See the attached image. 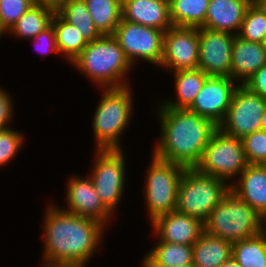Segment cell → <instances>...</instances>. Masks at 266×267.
Segmentation results:
<instances>
[{"mask_svg": "<svg viewBox=\"0 0 266 267\" xmlns=\"http://www.w3.org/2000/svg\"><path fill=\"white\" fill-rule=\"evenodd\" d=\"M60 206L51 201L44 208L40 267H86L103 245L107 226L96 219L67 212Z\"/></svg>", "mask_w": 266, "mask_h": 267, "instance_id": "obj_1", "label": "cell"}, {"mask_svg": "<svg viewBox=\"0 0 266 267\" xmlns=\"http://www.w3.org/2000/svg\"><path fill=\"white\" fill-rule=\"evenodd\" d=\"M155 108L160 136L153 144L151 154L163 161L195 168L219 126L186 108Z\"/></svg>", "mask_w": 266, "mask_h": 267, "instance_id": "obj_2", "label": "cell"}, {"mask_svg": "<svg viewBox=\"0 0 266 267\" xmlns=\"http://www.w3.org/2000/svg\"><path fill=\"white\" fill-rule=\"evenodd\" d=\"M70 64L99 90L132 84L128 75L134 67L112 35L88 42Z\"/></svg>", "mask_w": 266, "mask_h": 267, "instance_id": "obj_3", "label": "cell"}, {"mask_svg": "<svg viewBox=\"0 0 266 267\" xmlns=\"http://www.w3.org/2000/svg\"><path fill=\"white\" fill-rule=\"evenodd\" d=\"M132 86L100 90V102L97 103L91 124L96 150L122 149L121 137L134 115Z\"/></svg>", "mask_w": 266, "mask_h": 267, "instance_id": "obj_4", "label": "cell"}, {"mask_svg": "<svg viewBox=\"0 0 266 267\" xmlns=\"http://www.w3.org/2000/svg\"><path fill=\"white\" fill-rule=\"evenodd\" d=\"M264 218L229 190L203 222L204 232L230 242L254 237L263 231Z\"/></svg>", "mask_w": 266, "mask_h": 267, "instance_id": "obj_5", "label": "cell"}, {"mask_svg": "<svg viewBox=\"0 0 266 267\" xmlns=\"http://www.w3.org/2000/svg\"><path fill=\"white\" fill-rule=\"evenodd\" d=\"M229 190L230 185L225 180L202 174L195 168H185L175 210L204 222Z\"/></svg>", "mask_w": 266, "mask_h": 267, "instance_id": "obj_6", "label": "cell"}, {"mask_svg": "<svg viewBox=\"0 0 266 267\" xmlns=\"http://www.w3.org/2000/svg\"><path fill=\"white\" fill-rule=\"evenodd\" d=\"M151 162L145 171L143 189L144 204L150 224L158 217L176 208L177 191L185 167L163 161L151 154Z\"/></svg>", "mask_w": 266, "mask_h": 267, "instance_id": "obj_7", "label": "cell"}, {"mask_svg": "<svg viewBox=\"0 0 266 267\" xmlns=\"http://www.w3.org/2000/svg\"><path fill=\"white\" fill-rule=\"evenodd\" d=\"M94 161L88 173L104 206L115 216L126 186L127 157L124 149L93 151ZM125 152V153H124ZM124 194V195H123Z\"/></svg>", "mask_w": 266, "mask_h": 267, "instance_id": "obj_8", "label": "cell"}, {"mask_svg": "<svg viewBox=\"0 0 266 267\" xmlns=\"http://www.w3.org/2000/svg\"><path fill=\"white\" fill-rule=\"evenodd\" d=\"M247 166L242 140L218 129L195 169L202 174L223 179L230 185Z\"/></svg>", "mask_w": 266, "mask_h": 267, "instance_id": "obj_9", "label": "cell"}, {"mask_svg": "<svg viewBox=\"0 0 266 267\" xmlns=\"http://www.w3.org/2000/svg\"><path fill=\"white\" fill-rule=\"evenodd\" d=\"M164 33L160 29L131 23L121 18L112 36L133 67L143 61L157 68L162 62Z\"/></svg>", "mask_w": 266, "mask_h": 267, "instance_id": "obj_10", "label": "cell"}, {"mask_svg": "<svg viewBox=\"0 0 266 267\" xmlns=\"http://www.w3.org/2000/svg\"><path fill=\"white\" fill-rule=\"evenodd\" d=\"M266 100L259 94L239 85L234 92L231 104L219 129L228 136L242 139L244 136L261 130V117Z\"/></svg>", "mask_w": 266, "mask_h": 267, "instance_id": "obj_11", "label": "cell"}, {"mask_svg": "<svg viewBox=\"0 0 266 267\" xmlns=\"http://www.w3.org/2000/svg\"><path fill=\"white\" fill-rule=\"evenodd\" d=\"M199 28L172 26L164 33L160 68L171 72L198 68Z\"/></svg>", "mask_w": 266, "mask_h": 267, "instance_id": "obj_12", "label": "cell"}, {"mask_svg": "<svg viewBox=\"0 0 266 267\" xmlns=\"http://www.w3.org/2000/svg\"><path fill=\"white\" fill-rule=\"evenodd\" d=\"M65 188L67 207L61 209L77 216L93 218L106 225L115 217L101 202L89 175L83 177L78 173L68 177Z\"/></svg>", "mask_w": 266, "mask_h": 267, "instance_id": "obj_13", "label": "cell"}, {"mask_svg": "<svg viewBox=\"0 0 266 267\" xmlns=\"http://www.w3.org/2000/svg\"><path fill=\"white\" fill-rule=\"evenodd\" d=\"M235 35L199 28L198 68L208 76L231 77V54Z\"/></svg>", "mask_w": 266, "mask_h": 267, "instance_id": "obj_14", "label": "cell"}, {"mask_svg": "<svg viewBox=\"0 0 266 267\" xmlns=\"http://www.w3.org/2000/svg\"><path fill=\"white\" fill-rule=\"evenodd\" d=\"M239 84L231 77L209 76L188 110L219 125L225 118Z\"/></svg>", "mask_w": 266, "mask_h": 267, "instance_id": "obj_15", "label": "cell"}, {"mask_svg": "<svg viewBox=\"0 0 266 267\" xmlns=\"http://www.w3.org/2000/svg\"><path fill=\"white\" fill-rule=\"evenodd\" d=\"M150 226L161 241L183 245H193L204 232L202 221L177 210L158 217Z\"/></svg>", "mask_w": 266, "mask_h": 267, "instance_id": "obj_16", "label": "cell"}, {"mask_svg": "<svg viewBox=\"0 0 266 267\" xmlns=\"http://www.w3.org/2000/svg\"><path fill=\"white\" fill-rule=\"evenodd\" d=\"M122 19L164 32L173 26L169 0H122Z\"/></svg>", "mask_w": 266, "mask_h": 267, "instance_id": "obj_17", "label": "cell"}, {"mask_svg": "<svg viewBox=\"0 0 266 267\" xmlns=\"http://www.w3.org/2000/svg\"><path fill=\"white\" fill-rule=\"evenodd\" d=\"M230 190L260 216L266 217V165L248 164L230 184Z\"/></svg>", "mask_w": 266, "mask_h": 267, "instance_id": "obj_18", "label": "cell"}, {"mask_svg": "<svg viewBox=\"0 0 266 267\" xmlns=\"http://www.w3.org/2000/svg\"><path fill=\"white\" fill-rule=\"evenodd\" d=\"M253 0H210L203 28L238 35Z\"/></svg>", "mask_w": 266, "mask_h": 267, "instance_id": "obj_19", "label": "cell"}, {"mask_svg": "<svg viewBox=\"0 0 266 267\" xmlns=\"http://www.w3.org/2000/svg\"><path fill=\"white\" fill-rule=\"evenodd\" d=\"M231 78L243 85L266 63L263 43L247 41L235 35L231 54Z\"/></svg>", "mask_w": 266, "mask_h": 267, "instance_id": "obj_20", "label": "cell"}, {"mask_svg": "<svg viewBox=\"0 0 266 267\" xmlns=\"http://www.w3.org/2000/svg\"><path fill=\"white\" fill-rule=\"evenodd\" d=\"M174 83V97H166L157 102L154 107L188 108L201 91L206 79L209 77L199 68L178 70L172 72ZM168 98V99H167Z\"/></svg>", "mask_w": 266, "mask_h": 267, "instance_id": "obj_21", "label": "cell"}, {"mask_svg": "<svg viewBox=\"0 0 266 267\" xmlns=\"http://www.w3.org/2000/svg\"><path fill=\"white\" fill-rule=\"evenodd\" d=\"M158 241L143 256L141 267H177L192 265L193 250L192 245L176 244L161 241L155 234Z\"/></svg>", "mask_w": 266, "mask_h": 267, "instance_id": "obj_22", "label": "cell"}, {"mask_svg": "<svg viewBox=\"0 0 266 267\" xmlns=\"http://www.w3.org/2000/svg\"><path fill=\"white\" fill-rule=\"evenodd\" d=\"M233 243L203 232L192 245L194 267H220L232 257Z\"/></svg>", "mask_w": 266, "mask_h": 267, "instance_id": "obj_23", "label": "cell"}, {"mask_svg": "<svg viewBox=\"0 0 266 267\" xmlns=\"http://www.w3.org/2000/svg\"><path fill=\"white\" fill-rule=\"evenodd\" d=\"M56 9L37 1L7 32L14 39L31 40L51 25ZM21 38V39H20Z\"/></svg>", "mask_w": 266, "mask_h": 267, "instance_id": "obj_24", "label": "cell"}, {"mask_svg": "<svg viewBox=\"0 0 266 267\" xmlns=\"http://www.w3.org/2000/svg\"><path fill=\"white\" fill-rule=\"evenodd\" d=\"M51 24L55 32L56 46L63 60L70 64L86 47L88 42L78 29L65 21L57 12L52 17Z\"/></svg>", "mask_w": 266, "mask_h": 267, "instance_id": "obj_25", "label": "cell"}, {"mask_svg": "<svg viewBox=\"0 0 266 267\" xmlns=\"http://www.w3.org/2000/svg\"><path fill=\"white\" fill-rule=\"evenodd\" d=\"M56 12L65 21L76 27L87 42L103 36L95 26L84 0H68L62 3Z\"/></svg>", "mask_w": 266, "mask_h": 267, "instance_id": "obj_26", "label": "cell"}, {"mask_svg": "<svg viewBox=\"0 0 266 267\" xmlns=\"http://www.w3.org/2000/svg\"><path fill=\"white\" fill-rule=\"evenodd\" d=\"M210 0H169L173 26L201 28L205 24Z\"/></svg>", "mask_w": 266, "mask_h": 267, "instance_id": "obj_27", "label": "cell"}, {"mask_svg": "<svg viewBox=\"0 0 266 267\" xmlns=\"http://www.w3.org/2000/svg\"><path fill=\"white\" fill-rule=\"evenodd\" d=\"M98 31L113 35L122 18V0H84Z\"/></svg>", "mask_w": 266, "mask_h": 267, "instance_id": "obj_28", "label": "cell"}, {"mask_svg": "<svg viewBox=\"0 0 266 267\" xmlns=\"http://www.w3.org/2000/svg\"><path fill=\"white\" fill-rule=\"evenodd\" d=\"M232 257L241 267H266V233L233 242Z\"/></svg>", "mask_w": 266, "mask_h": 267, "instance_id": "obj_29", "label": "cell"}, {"mask_svg": "<svg viewBox=\"0 0 266 267\" xmlns=\"http://www.w3.org/2000/svg\"><path fill=\"white\" fill-rule=\"evenodd\" d=\"M266 35V15L255 4L247 8L238 36L244 40L263 43Z\"/></svg>", "mask_w": 266, "mask_h": 267, "instance_id": "obj_30", "label": "cell"}, {"mask_svg": "<svg viewBox=\"0 0 266 267\" xmlns=\"http://www.w3.org/2000/svg\"><path fill=\"white\" fill-rule=\"evenodd\" d=\"M25 140V133L15 128L0 130V168L12 164L21 149H24Z\"/></svg>", "mask_w": 266, "mask_h": 267, "instance_id": "obj_31", "label": "cell"}, {"mask_svg": "<svg viewBox=\"0 0 266 267\" xmlns=\"http://www.w3.org/2000/svg\"><path fill=\"white\" fill-rule=\"evenodd\" d=\"M241 140L248 164L266 165V131H255Z\"/></svg>", "mask_w": 266, "mask_h": 267, "instance_id": "obj_32", "label": "cell"}, {"mask_svg": "<svg viewBox=\"0 0 266 267\" xmlns=\"http://www.w3.org/2000/svg\"><path fill=\"white\" fill-rule=\"evenodd\" d=\"M37 0H0V23L8 32Z\"/></svg>", "mask_w": 266, "mask_h": 267, "instance_id": "obj_33", "label": "cell"}, {"mask_svg": "<svg viewBox=\"0 0 266 267\" xmlns=\"http://www.w3.org/2000/svg\"><path fill=\"white\" fill-rule=\"evenodd\" d=\"M32 45L35 46V50L43 56L49 54H59L57 46H56V39H55V32L53 29L52 24L45 29L44 31L40 32L37 36L33 39L29 40Z\"/></svg>", "mask_w": 266, "mask_h": 267, "instance_id": "obj_34", "label": "cell"}, {"mask_svg": "<svg viewBox=\"0 0 266 267\" xmlns=\"http://www.w3.org/2000/svg\"><path fill=\"white\" fill-rule=\"evenodd\" d=\"M10 93L0 86V130L10 128L14 115L13 97Z\"/></svg>", "mask_w": 266, "mask_h": 267, "instance_id": "obj_35", "label": "cell"}, {"mask_svg": "<svg viewBox=\"0 0 266 267\" xmlns=\"http://www.w3.org/2000/svg\"><path fill=\"white\" fill-rule=\"evenodd\" d=\"M243 85L266 100V63Z\"/></svg>", "mask_w": 266, "mask_h": 267, "instance_id": "obj_36", "label": "cell"}, {"mask_svg": "<svg viewBox=\"0 0 266 267\" xmlns=\"http://www.w3.org/2000/svg\"><path fill=\"white\" fill-rule=\"evenodd\" d=\"M41 2H44L46 5L54 7L57 9L62 3L68 1V0H40Z\"/></svg>", "mask_w": 266, "mask_h": 267, "instance_id": "obj_37", "label": "cell"}, {"mask_svg": "<svg viewBox=\"0 0 266 267\" xmlns=\"http://www.w3.org/2000/svg\"><path fill=\"white\" fill-rule=\"evenodd\" d=\"M220 267H241L234 259L231 257L229 260L225 261Z\"/></svg>", "mask_w": 266, "mask_h": 267, "instance_id": "obj_38", "label": "cell"}, {"mask_svg": "<svg viewBox=\"0 0 266 267\" xmlns=\"http://www.w3.org/2000/svg\"><path fill=\"white\" fill-rule=\"evenodd\" d=\"M266 15V0H253Z\"/></svg>", "mask_w": 266, "mask_h": 267, "instance_id": "obj_39", "label": "cell"}, {"mask_svg": "<svg viewBox=\"0 0 266 267\" xmlns=\"http://www.w3.org/2000/svg\"><path fill=\"white\" fill-rule=\"evenodd\" d=\"M261 130L266 131V104L261 117Z\"/></svg>", "mask_w": 266, "mask_h": 267, "instance_id": "obj_40", "label": "cell"}, {"mask_svg": "<svg viewBox=\"0 0 266 267\" xmlns=\"http://www.w3.org/2000/svg\"><path fill=\"white\" fill-rule=\"evenodd\" d=\"M4 35H7L6 30L2 27L1 23H0V40L2 39L1 37H5Z\"/></svg>", "mask_w": 266, "mask_h": 267, "instance_id": "obj_41", "label": "cell"}, {"mask_svg": "<svg viewBox=\"0 0 266 267\" xmlns=\"http://www.w3.org/2000/svg\"><path fill=\"white\" fill-rule=\"evenodd\" d=\"M263 231L266 233V217L264 218Z\"/></svg>", "mask_w": 266, "mask_h": 267, "instance_id": "obj_42", "label": "cell"}, {"mask_svg": "<svg viewBox=\"0 0 266 267\" xmlns=\"http://www.w3.org/2000/svg\"><path fill=\"white\" fill-rule=\"evenodd\" d=\"M177 267H194L193 265H183V266H177Z\"/></svg>", "mask_w": 266, "mask_h": 267, "instance_id": "obj_43", "label": "cell"}, {"mask_svg": "<svg viewBox=\"0 0 266 267\" xmlns=\"http://www.w3.org/2000/svg\"><path fill=\"white\" fill-rule=\"evenodd\" d=\"M263 44H264V46L266 47V35H265V38H264Z\"/></svg>", "mask_w": 266, "mask_h": 267, "instance_id": "obj_44", "label": "cell"}]
</instances>
